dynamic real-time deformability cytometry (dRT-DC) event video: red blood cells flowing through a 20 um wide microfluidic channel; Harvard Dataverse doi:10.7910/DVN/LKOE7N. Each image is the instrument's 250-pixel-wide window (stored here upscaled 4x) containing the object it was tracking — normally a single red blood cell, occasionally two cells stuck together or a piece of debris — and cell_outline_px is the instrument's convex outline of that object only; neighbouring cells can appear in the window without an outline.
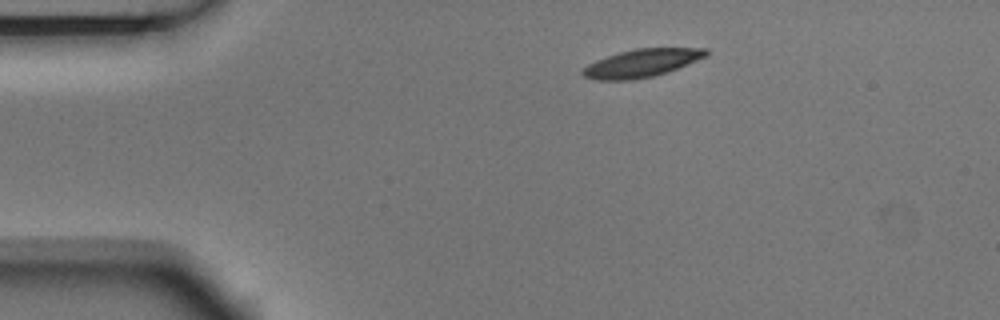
{"species": "Egyptian fruit bat (a non-hibernating species)", "species_latin": "Rousettus aegyptiacus", "temperature_condition": "room temperature", "stored_images_in_passage": 2, "camera_frame_rate_fps": 3000, "um_per_image_px": 0.085, "animal": {"sex": "male"}, "frame": {"image": 1, "passage_image": 1, "time_ms": 0.0, "image_size_px": [1000, 320], "cell_outline_px": [[708, 56], [668, 72], [652, 76], [632, 80], [596, 80], [584, 76], [580, 72], [588, 64], [596, 60], [620, 52], [636, 48], [708, 48]], "centroid_in_image_um": [54.56, 5.36], "position_along_channel_um": 30.4, "area_um2": 20.06}}